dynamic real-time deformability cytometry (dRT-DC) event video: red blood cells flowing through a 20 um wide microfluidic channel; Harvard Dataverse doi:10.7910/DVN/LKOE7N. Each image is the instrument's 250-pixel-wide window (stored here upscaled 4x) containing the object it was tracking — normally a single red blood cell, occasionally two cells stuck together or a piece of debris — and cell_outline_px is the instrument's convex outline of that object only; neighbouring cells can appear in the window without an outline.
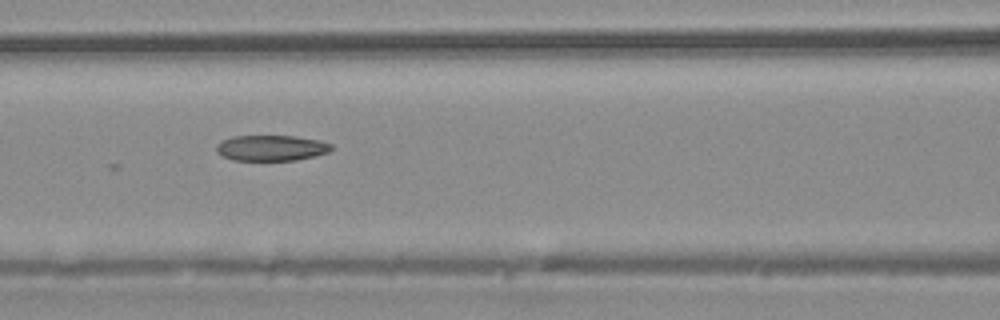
{"species": "common noctule bat (a hibernating species)", "species_latin": "Nyctalus noctula", "temperature_condition": "warm", "stored_images_in_passage": 27, "camera_frame_rate_fps": 3000, "um_per_image_px": 0.085, "animal": {"sex": "male", "body_mass_g": 20.4}, "frame": {"image": 1, "passage_image": 7, "time_ms": 2.0, "image_size_px": [1000, 320], "cell_outline_px": [[332, 148], [328, 152], [316, 156], [296, 160], [232, 160], [216, 152], [216, 144], [232, 136], [296, 136], [320, 140], [332, 144]], "centroid_in_image_um": [23.07, 12.57], "position_along_channel_um": 143.5, "area_um2": 17.22}}